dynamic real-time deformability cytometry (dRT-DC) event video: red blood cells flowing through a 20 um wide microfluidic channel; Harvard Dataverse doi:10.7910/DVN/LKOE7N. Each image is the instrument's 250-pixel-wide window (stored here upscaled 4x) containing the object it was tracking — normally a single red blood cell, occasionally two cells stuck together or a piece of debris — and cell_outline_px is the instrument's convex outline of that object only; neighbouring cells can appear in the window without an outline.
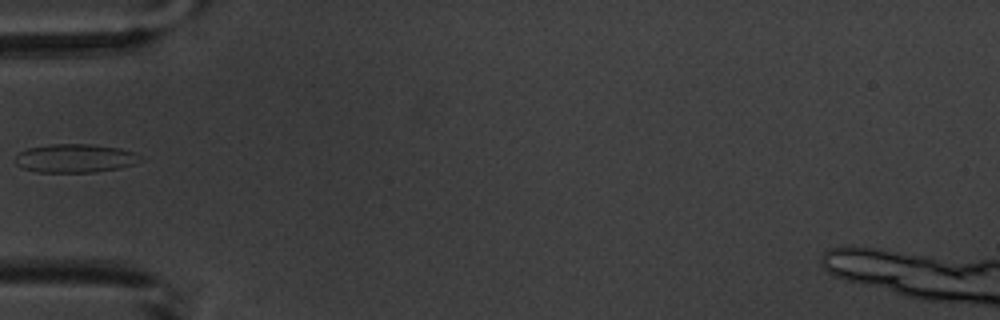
{"species": "common noctule bat (a hibernating species)", "species_latin": "Nyctalus noctula", "temperature_condition": "warm", "stored_images_in_passage": 2, "camera_frame_rate_fps": 3000, "um_per_image_px": 0.085, "animal": {"sex": "male", "body_mass_g": 20.1, "forearm_length_mm": 53.5}, "frame": {"image": 1, "passage_image": 2, "time_ms": 1.0, "image_size_px": [1000, 320], "cell_outline_px": [[144, 160], [120, 168], [96, 172], [36, 172], [24, 168], [16, 164], [16, 156], [20, 152], [28, 148], [52, 144], [88, 144], [120, 148], [136, 152]], "centroid_in_image_um": [6.42, 13.45], "position_along_channel_um": 78.6, "area_um2": 20.81}}